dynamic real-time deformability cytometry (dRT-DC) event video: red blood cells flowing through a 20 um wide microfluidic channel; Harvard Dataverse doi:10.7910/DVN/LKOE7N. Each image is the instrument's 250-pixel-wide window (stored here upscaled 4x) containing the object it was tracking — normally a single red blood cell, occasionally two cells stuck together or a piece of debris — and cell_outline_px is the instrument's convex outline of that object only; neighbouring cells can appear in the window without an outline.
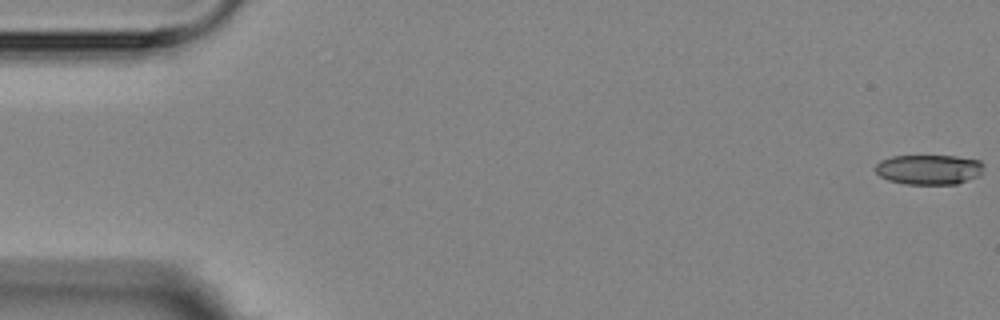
{"species": "Egyptian fruit bat (a non-hibernating species)", "species_latin": "Rousettus aegyptiacus", "temperature_condition": "room temperature", "stored_images_in_passage": 4, "camera_frame_rate_fps": 3000, "um_per_image_px": 0.085, "animal": {"sex": "female"}, "frame": {"image": 1, "passage_image": 1, "time_ms": 0.0, "image_size_px": [1000, 320], "cell_outline_px": [[984, 164], [980, 176], [956, 184], [904, 184], [888, 180], [880, 176], [876, 172], [876, 164], [880, 160], [892, 156], [956, 156], [980, 160]], "centroid_in_image_um": [78.97, 14.41], "position_along_channel_um": 6.0, "area_um2": 19.02}}